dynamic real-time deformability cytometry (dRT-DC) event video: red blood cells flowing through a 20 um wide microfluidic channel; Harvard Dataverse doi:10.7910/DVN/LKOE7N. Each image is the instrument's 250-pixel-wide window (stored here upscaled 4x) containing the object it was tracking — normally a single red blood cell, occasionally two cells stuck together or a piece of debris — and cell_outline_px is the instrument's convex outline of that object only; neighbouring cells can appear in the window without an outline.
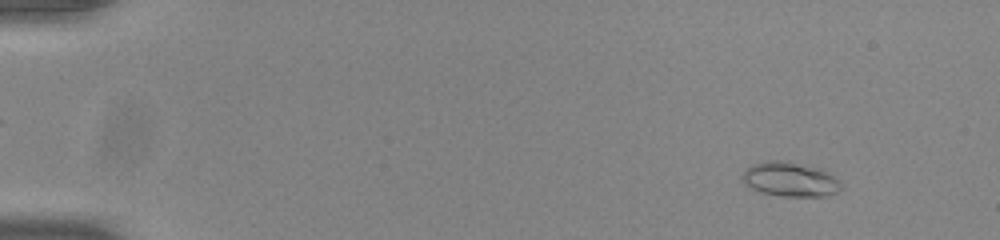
{"species": "common noctule bat (a hibernating species)", "species_latin": "Nyctalus noctula", "temperature_condition": "room temperature", "stored_images_in_passage": 55, "camera_frame_rate_fps": 3000, "um_per_image_px": 0.085, "animal": {"sex": "male", "body_mass_g": 20.0, "forearm_length_mm": 53.3}, "frame": {"image": 1, "passage_image": 6, "time_ms": 1.667, "image_size_px": [1000, 240], "cell_outline_px": [[844, 188], [836, 192], [824, 196], [784, 196], [760, 192], [752, 188], [744, 180], [744, 172], [752, 164], [764, 160], [788, 160], [824, 168], [840, 180]], "centroid_in_image_um": [67.26, 15.21], "position_along_channel_um": 17.7, "area_um2": 20.11}}
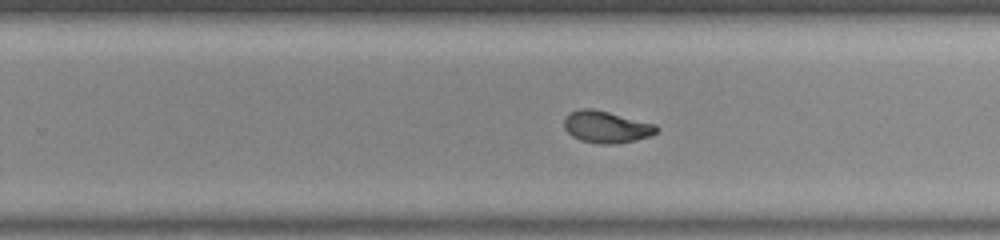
{"frame": {"image": 2, "passage_image": 36, "time_ms": 11.667, "image_size_px": [1000, 240], "cell_outline_px": [[660, 128], [652, 136], [636, 140], [616, 144], [600, 144], [580, 140], [572, 136], [564, 128], [564, 116], [580, 108], [592, 108], [656, 124]], "centroid_in_image_um": [51.55, 10.79], "position_along_channel_um": 278.3, "area_um2": 17.28}}
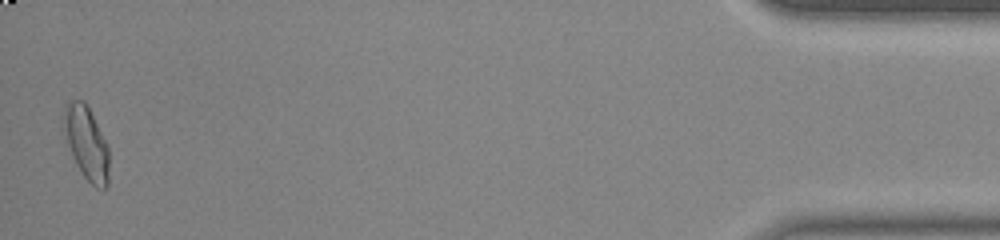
{"frame": {"image": 3, "passage_image": 54, "time_ms": 17.667, "image_size_px": [1000, 240], "cell_outline_px": [[108, 188], [96, 188], [84, 176], [76, 164], [72, 156], [68, 144], [64, 104], [72, 100], [84, 100], [108, 148]], "centroid_in_image_um": [7.38, 12.21], "position_along_channel_um": 427.8, "area_um2": 18.38}, "authors_computed_cell_mechanics": {"area_um2": 17.5712, "velocity_mm_per_s": 3.8514, "shape_relaxation_time_tau1_ms": 8.6092, "shape_relaxation_time_tau2_ms": 1.556, "deformation_change_tau1": 0.2147, "deformation_change_tau2": 0.0633}}